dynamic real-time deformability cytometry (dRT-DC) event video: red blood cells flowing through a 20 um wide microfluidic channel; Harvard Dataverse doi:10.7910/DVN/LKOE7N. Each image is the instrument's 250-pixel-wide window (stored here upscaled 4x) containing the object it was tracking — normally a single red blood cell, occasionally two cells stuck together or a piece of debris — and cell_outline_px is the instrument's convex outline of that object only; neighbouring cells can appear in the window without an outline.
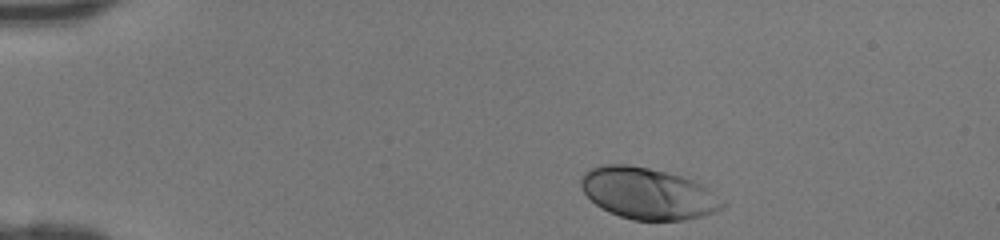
{"species": "human", "species_latin": "Homo sapiens", "temperature_condition": "room temperature", "stored_images_in_passage": 38, "camera_frame_rate_fps": 3000, "um_per_image_px": 0.085, "donor": {"sex": "female"}, "frame": {"image": 1, "passage_image": 1, "time_ms": 0.0, "image_size_px": [1000, 240], "cell_outline_px": [[728, 204], [724, 208], [716, 212], [704, 216], [684, 220], [632, 220], [608, 212], [596, 204], [580, 188], [580, 176], [588, 168], [604, 164], [628, 164], [648, 168], [684, 176], [700, 184], [724, 200]], "centroid_in_image_um": [55.07, 16.44], "position_along_channel_um": 29.9, "area_um2": 42.71}}
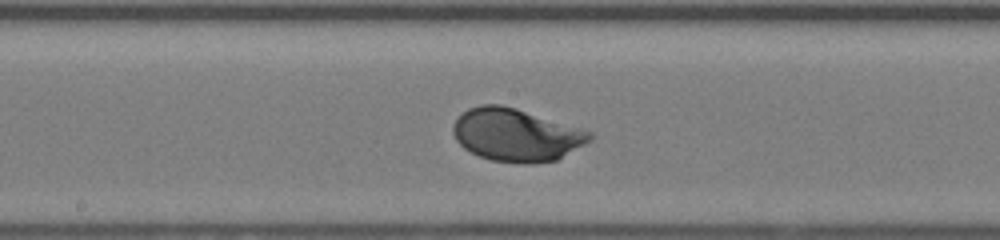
{"frame": {"image": 2, "passage_image": 18, "time_ms": 5.667, "image_size_px": [1000, 240], "cell_outline_px": [[592, 140], [556, 160], [532, 164], [520, 164], [492, 160], [480, 156], [464, 148], [456, 140], [452, 132], [452, 124], [468, 108], [480, 104], [500, 104], [516, 108], [584, 128], [592, 132]], "centroid_in_image_um": [43.89, 11.46], "position_along_channel_um": 204.3, "area_um2": 42.25}}
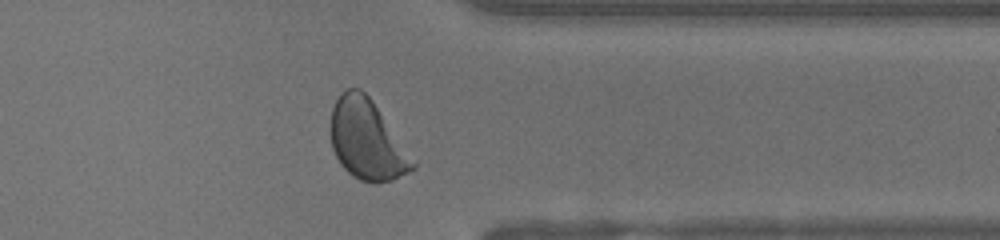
{"frame": {"image": 3, "passage_image": 30, "time_ms": 9.667, "image_size_px": [1000, 240], "cell_outline_px": [[416, 168], [392, 180], [372, 184], [360, 180], [352, 176], [340, 164], [332, 148], [332, 108], [340, 92], [348, 88], [360, 88], [372, 100], [416, 164]], "centroid_in_image_um": [31.17, 11.9], "position_along_channel_um": 380.2, "area_um2": 37.57}}